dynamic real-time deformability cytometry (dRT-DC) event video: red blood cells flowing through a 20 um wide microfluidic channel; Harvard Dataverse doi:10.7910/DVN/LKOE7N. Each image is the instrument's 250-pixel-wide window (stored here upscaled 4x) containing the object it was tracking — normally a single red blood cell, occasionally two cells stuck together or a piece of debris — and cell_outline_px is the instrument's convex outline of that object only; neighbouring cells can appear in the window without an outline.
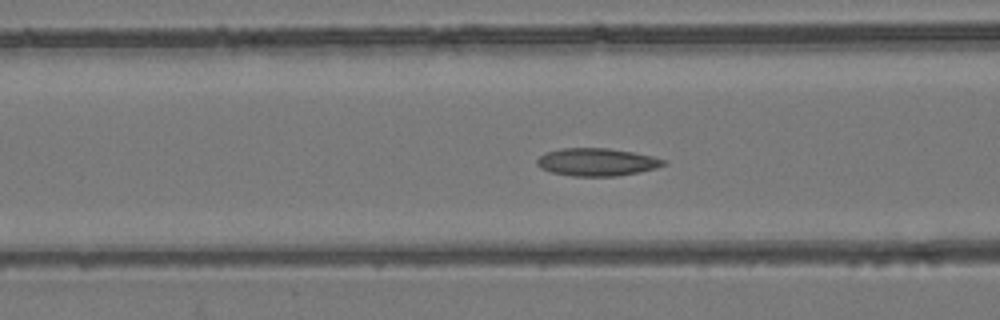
{"species": "common noctule bat (a hibernating species)", "species_latin": "Nyctalus noctula", "temperature_condition": "room temperature", "stored_images_in_passage": 48, "camera_frame_rate_fps": 3000, "um_per_image_px": 0.085, "animal": {"sex": "female", "body_mass_g": 24.6, "forearm_length_mm": 56.2}, "frame": {"image": 1, "passage_image": 22, "time_ms": 7.0, "image_size_px": [1000, 320], "cell_outline_px": [[668, 164], [656, 168], [616, 176], [572, 176], [552, 172], [540, 168], [536, 164], [536, 160], [544, 152], [560, 148], [608, 148], [632, 152], [652, 156], [664, 160]], "centroid_in_image_um": [50.69, 13.77], "position_along_channel_um": 115.9, "area_um2": 20.4}}
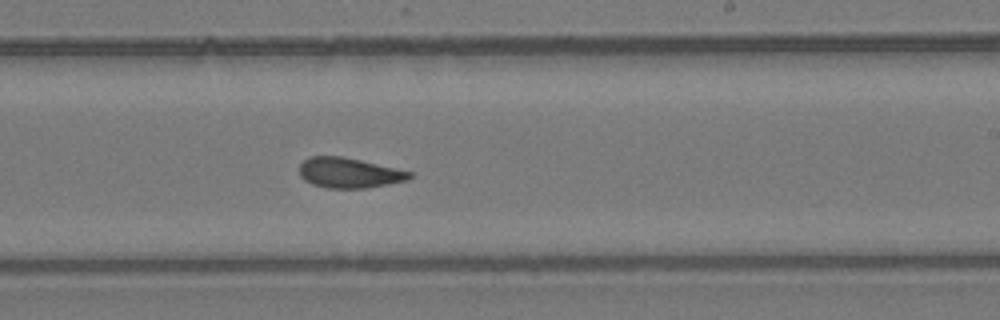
{"frame": {"image": 2, "passage_image": 33, "time_ms": 10.667, "image_size_px": [1000, 320], "cell_outline_px": [[412, 176], [408, 180], [388, 184], [364, 188], [328, 188], [312, 184], [304, 180], [300, 176], [300, 164], [304, 160], [312, 156], [340, 156], [360, 160], [396, 168], [412, 172]], "centroid_in_image_um": [29.67, 14.69], "position_along_channel_um": 259.3, "area_um2": 19.25}}
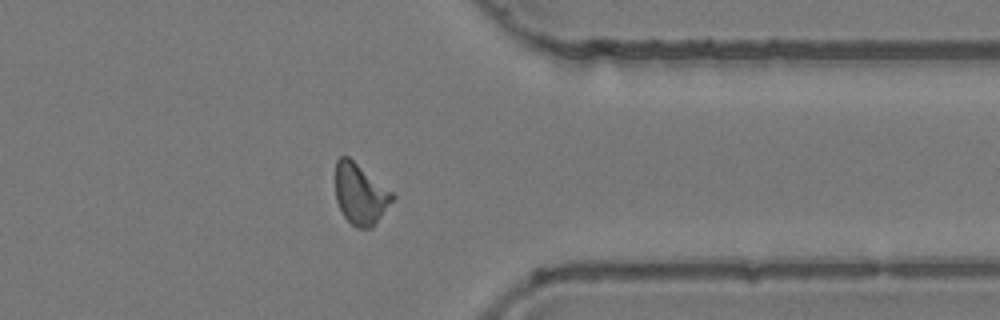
{"frame": {"image": 3, "passage_image": 43, "time_ms": 14.0, "image_size_px": [1000, 320], "cell_outline_px": [[396, 196], [372, 228], [356, 228], [344, 216], [336, 200], [336, 160], [340, 156], [348, 156], [392, 192]], "centroid_in_image_um": [30.62, 16.5], "position_along_channel_um": 380.8, "area_um2": 19.88}, "authors_computed_cell_mechanics": {"area_um2": 20.3167, "velocity_mm_per_s": 3.9223, "shape_relaxation_time_tau1_ms": null, "shape_relaxation_time_tau2_ms": 2.1461, "deformation_change_tau1": null, "deformation_change_tau2": 0.082}}